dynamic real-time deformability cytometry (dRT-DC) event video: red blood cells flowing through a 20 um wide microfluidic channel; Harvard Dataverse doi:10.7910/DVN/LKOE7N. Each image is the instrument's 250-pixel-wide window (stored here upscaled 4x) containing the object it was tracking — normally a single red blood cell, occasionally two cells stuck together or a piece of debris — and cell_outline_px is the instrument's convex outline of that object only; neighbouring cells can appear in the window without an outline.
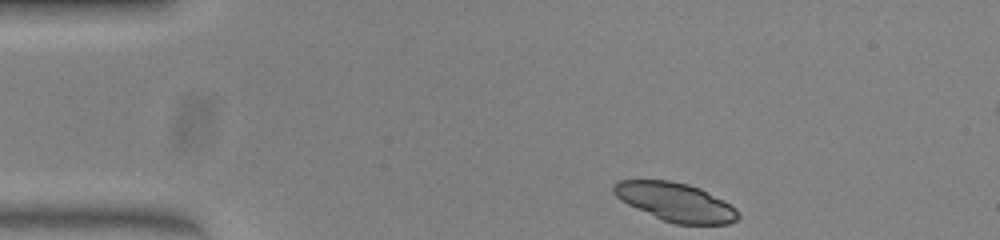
{"species": "common noctule bat (a hibernating species)", "species_latin": "Nyctalus noctula", "temperature_condition": "warm", "stored_images_in_passage": 44, "camera_frame_rate_fps": 3000, "um_per_image_px": 0.085, "animal": {"sex": "female", "body_mass_g": 23.0, "forearm_length_mm": 53.4}, "frame": {"image": 1, "passage_image": 1, "time_ms": 0.0, "image_size_px": [1000, 240], "cell_outline_px": [[740, 216], [736, 220], [728, 224], [676, 224], [664, 220], [636, 208], [620, 200], [612, 192], [612, 184], [616, 180], [668, 180], [688, 184], [700, 188], [724, 200], [736, 208], [740, 212]], "centroid_in_image_um": [57.42, 17.16], "position_along_channel_um": 27.6, "area_um2": 28.03}}